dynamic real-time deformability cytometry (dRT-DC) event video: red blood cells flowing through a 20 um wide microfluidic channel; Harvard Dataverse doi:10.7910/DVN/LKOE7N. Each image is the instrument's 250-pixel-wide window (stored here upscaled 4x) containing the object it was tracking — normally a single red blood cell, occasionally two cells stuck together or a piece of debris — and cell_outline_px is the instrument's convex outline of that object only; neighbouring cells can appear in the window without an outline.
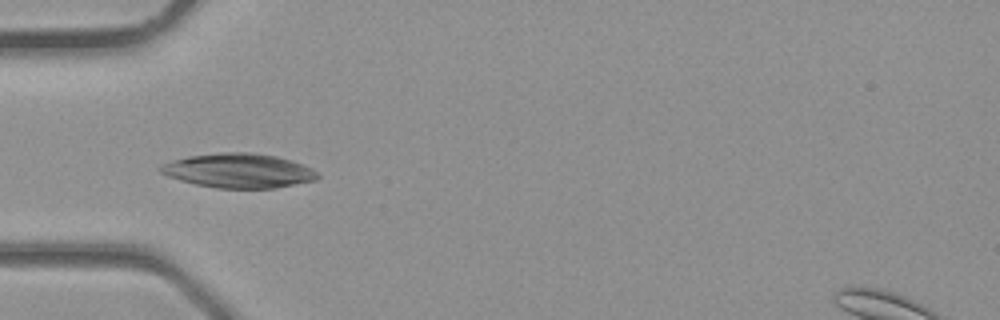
{"species": "common noctule bat (a hibernating species)", "species_latin": "Nyctalus noctula", "temperature_condition": "room temperature", "stored_images_in_passage": 24, "camera_frame_rate_fps": 3000, "um_per_image_px": 0.085, "animal": {"sex": "male", "body_mass_g": 23.1, "forearm_length_mm": 52.7}, "frame": {"image": 1, "passage_image": 1, "time_ms": 0.0, "image_size_px": [1000, 320], "cell_outline_px": [[320, 176], [316, 180], [276, 188], [216, 188], [196, 184], [180, 180], [168, 176], [160, 172], [156, 168], [160, 164], [172, 160], [188, 156], [220, 152], [252, 152], [276, 156], [312, 168]], "centroid_in_image_um": [20.24, 14.5], "position_along_channel_um": 64.8, "area_um2": 31.5}}
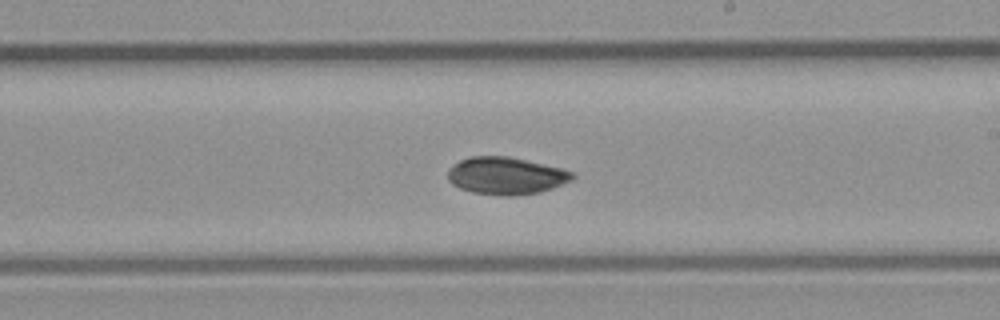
{"frame": {"image": 2, "passage_image": 11, "time_ms": 3.333, "image_size_px": [1000, 320], "cell_outline_px": [[576, 176], [572, 180], [552, 188], [540, 192], [512, 196], [504, 196], [472, 192], [460, 188], [452, 184], [448, 180], [448, 168], [460, 160], [468, 156], [508, 156], [560, 168], [572, 172]], "centroid_in_image_um": [42.98, 14.94], "position_along_channel_um": 246.0, "area_um2": 27.05}}
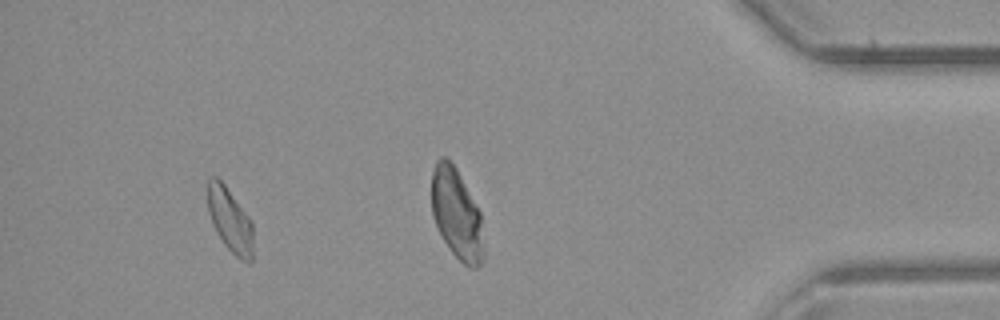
{"frame": {"image": 3, "passage_image": 21, "time_ms": 6.667, "image_size_px": [1000, 320], "cell_outline_px": [[252, 260], [248, 264], [240, 260], [224, 244], [216, 232], [212, 224], [208, 212], [208, 176], [216, 176], [224, 184], [252, 220]], "centroid_in_image_um": [19.54, 18.71], "position_along_channel_um": 415.7, "area_um2": 17.05}}